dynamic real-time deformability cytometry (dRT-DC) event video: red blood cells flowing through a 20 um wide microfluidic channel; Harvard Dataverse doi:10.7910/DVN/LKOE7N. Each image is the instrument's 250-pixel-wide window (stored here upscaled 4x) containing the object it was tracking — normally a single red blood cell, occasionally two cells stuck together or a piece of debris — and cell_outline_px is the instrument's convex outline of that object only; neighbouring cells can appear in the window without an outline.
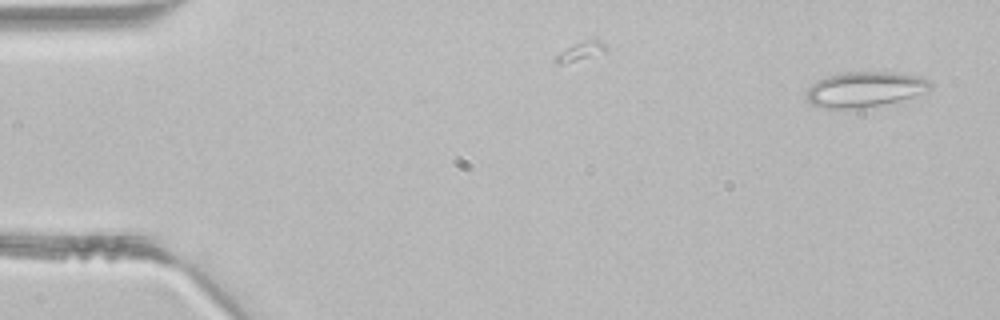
{"species": "common noctule bat (a hibernating species)", "species_latin": "Nyctalus noctula", "temperature_condition": "room temperature", "stored_images_in_passage": 3, "camera_frame_rate_fps": 3000, "um_per_image_px": 0.085, "animal": {"sex": "male", "body_mass_g": 21.5, "forearm_length_mm": 52.0}, "frame": {"image": 1, "passage_image": 1, "time_ms": 0.0, "image_size_px": [1000, 320], "cell_outline_px": [[932, 88], [928, 92], [900, 100], [880, 104], [856, 108], [824, 108], [808, 104], [804, 100], [804, 92], [816, 80], [828, 76], [844, 72], [892, 72], [920, 76], [928, 80], [932, 84]], "centroid_in_image_um": [73.46, 7.59], "position_along_channel_um": 11.5, "area_um2": 25.72}}